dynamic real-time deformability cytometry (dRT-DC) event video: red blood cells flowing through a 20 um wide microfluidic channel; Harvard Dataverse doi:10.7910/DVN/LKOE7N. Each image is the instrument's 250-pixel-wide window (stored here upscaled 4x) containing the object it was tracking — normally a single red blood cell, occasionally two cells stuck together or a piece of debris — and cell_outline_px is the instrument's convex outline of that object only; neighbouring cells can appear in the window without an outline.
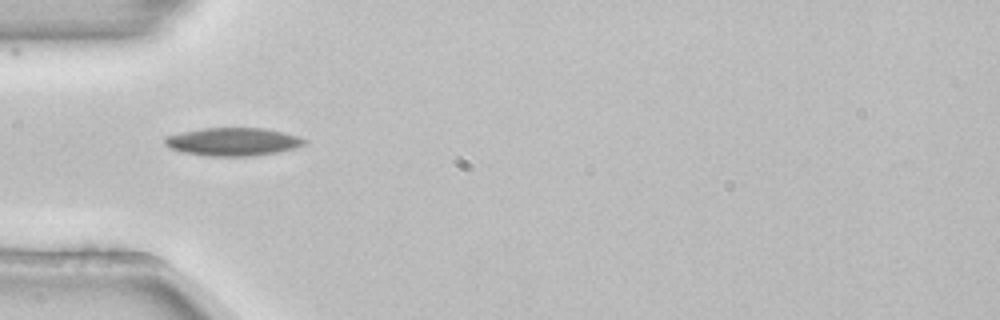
{"species": "common noctule bat (a hibernating species)", "species_latin": "Nyctalus noctula", "temperature_condition": "room temperature", "stored_images_in_passage": 3, "camera_frame_rate_fps": 3000, "um_per_image_px": 0.085, "animal": {"sex": "female", "body_mass_g": 22.7, "forearm_length_mm": 54.2}, "frame": {"image": 1, "passage_image": 1, "time_ms": 0.0, "image_size_px": [1000, 320], "cell_outline_px": [[308, 144], [296, 148], [276, 152], [248, 156], [208, 156], [184, 152], [168, 148], [164, 144], [164, 136], [204, 128], [264, 128], [284, 132], [300, 136], [308, 140]], "centroid_in_image_um": [19.84, 12.04], "position_along_channel_um": 65.2, "area_um2": 22.95}}